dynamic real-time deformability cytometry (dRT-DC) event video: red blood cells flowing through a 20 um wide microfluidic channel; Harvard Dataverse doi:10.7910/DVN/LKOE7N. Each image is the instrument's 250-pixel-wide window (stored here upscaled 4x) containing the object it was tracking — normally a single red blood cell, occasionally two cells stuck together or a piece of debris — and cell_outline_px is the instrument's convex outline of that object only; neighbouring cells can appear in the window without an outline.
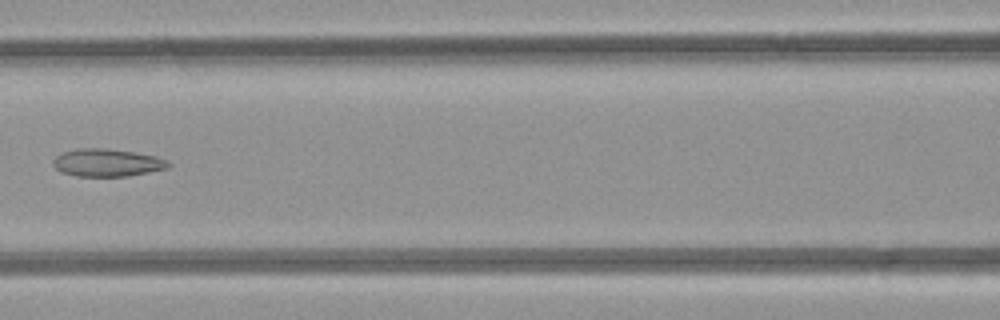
{"species": "common noctule bat (a hibernating species)", "species_latin": "Nyctalus noctula", "temperature_condition": "room temperature", "stored_images_in_passage": 4, "camera_frame_rate_fps": 3000, "um_per_image_px": 0.085, "animal": {"sex": "female", "body_mass_g": 21.9}, "frame": {"image": 1, "passage_image": 4, "time_ms": 3.333, "image_size_px": [1000, 320], "cell_outline_px": [[172, 164], [168, 168], [128, 176], [76, 176], [60, 172], [52, 164], [52, 160], [56, 156], [64, 152], [76, 148], [104, 148], [136, 152], [156, 156], [168, 160]], "centroid_in_image_um": [9.11, 13.82], "position_along_channel_um": 157.5, "area_um2": 18.73}}